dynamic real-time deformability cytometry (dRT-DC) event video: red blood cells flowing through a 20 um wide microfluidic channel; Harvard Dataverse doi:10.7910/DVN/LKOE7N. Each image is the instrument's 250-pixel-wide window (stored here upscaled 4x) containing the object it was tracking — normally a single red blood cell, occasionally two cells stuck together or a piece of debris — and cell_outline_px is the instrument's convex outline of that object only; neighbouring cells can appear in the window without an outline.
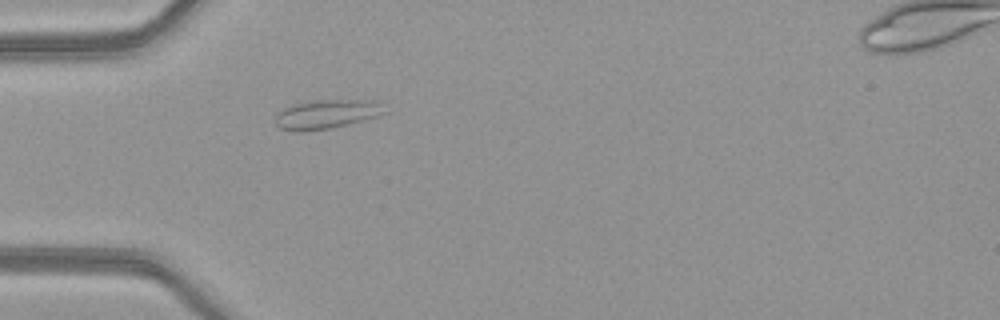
{"species": "common noctule bat (a hibernating species)", "species_latin": "Nyctalus noctula", "temperature_condition": "warm", "stored_images_in_passage": 2, "camera_frame_rate_fps": 3000, "um_per_image_px": 0.085, "animal": {"sex": "female", "body_mass_g": 21.9}, "frame": {"image": 1, "passage_image": 1, "time_ms": 0.0, "image_size_px": [1000, 320], "cell_outline_px": [[392, 112], [380, 116], [332, 128], [300, 132], [296, 132], [280, 128], [276, 124], [276, 116], [284, 108], [292, 104], [316, 100], [380, 100]], "centroid_in_image_um": [27.9, 9.7], "position_along_channel_um": 57.1, "area_um2": 19.02}}